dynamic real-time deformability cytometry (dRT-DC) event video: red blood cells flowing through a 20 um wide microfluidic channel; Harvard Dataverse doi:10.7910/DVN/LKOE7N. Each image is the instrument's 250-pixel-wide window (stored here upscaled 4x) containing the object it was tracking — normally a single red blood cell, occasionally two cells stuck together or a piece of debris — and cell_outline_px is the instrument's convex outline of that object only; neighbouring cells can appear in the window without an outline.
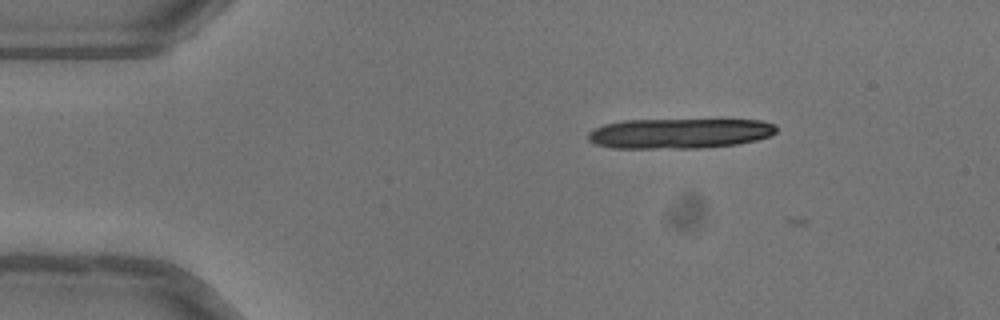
{"species": "common noctule bat (a hibernating species)", "species_latin": "Nyctalus noctula", "temperature_condition": "warm", "stored_images_in_passage": 4, "camera_frame_rate_fps": 3000, "um_per_image_px": 0.085, "animal": {"sex": "female"}, "frame": {"image": 1, "passage_image": 1, "time_ms": 0.0, "image_size_px": [1000, 320], "cell_outline_px": [[776, 132], [772, 136], [756, 140], [736, 144], [700, 148], [612, 148], [596, 144], [588, 140], [588, 132], [604, 124], [624, 120], [760, 120], [776, 124]], "centroid_in_image_um": [57.76, 11.34], "position_along_channel_um": 27.2, "area_um2": 33.06}}